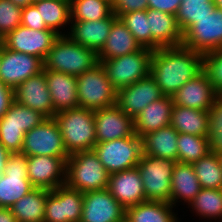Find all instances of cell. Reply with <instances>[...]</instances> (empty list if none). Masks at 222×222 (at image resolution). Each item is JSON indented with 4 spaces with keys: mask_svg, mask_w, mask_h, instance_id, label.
I'll list each match as a JSON object with an SVG mask.
<instances>
[{
    "mask_svg": "<svg viewBox=\"0 0 222 222\" xmlns=\"http://www.w3.org/2000/svg\"><path fill=\"white\" fill-rule=\"evenodd\" d=\"M11 152L0 143V175L4 173L6 161L9 159Z\"/></svg>",
    "mask_w": 222,
    "mask_h": 222,
    "instance_id": "c3c4849f",
    "label": "cell"
},
{
    "mask_svg": "<svg viewBox=\"0 0 222 222\" xmlns=\"http://www.w3.org/2000/svg\"><path fill=\"white\" fill-rule=\"evenodd\" d=\"M109 173L94 150L69 155L66 161V185L86 193L107 189Z\"/></svg>",
    "mask_w": 222,
    "mask_h": 222,
    "instance_id": "277c9868",
    "label": "cell"
},
{
    "mask_svg": "<svg viewBox=\"0 0 222 222\" xmlns=\"http://www.w3.org/2000/svg\"><path fill=\"white\" fill-rule=\"evenodd\" d=\"M170 126L178 133L208 137V111L174 105L171 113Z\"/></svg>",
    "mask_w": 222,
    "mask_h": 222,
    "instance_id": "f546056e",
    "label": "cell"
},
{
    "mask_svg": "<svg viewBox=\"0 0 222 222\" xmlns=\"http://www.w3.org/2000/svg\"><path fill=\"white\" fill-rule=\"evenodd\" d=\"M44 69L79 76L97 64L98 53L74 42L68 35H60L44 59Z\"/></svg>",
    "mask_w": 222,
    "mask_h": 222,
    "instance_id": "7a4b0ae2",
    "label": "cell"
},
{
    "mask_svg": "<svg viewBox=\"0 0 222 222\" xmlns=\"http://www.w3.org/2000/svg\"><path fill=\"white\" fill-rule=\"evenodd\" d=\"M15 101L40 112L46 118L55 117L51 94L47 87L45 69L29 77L14 89Z\"/></svg>",
    "mask_w": 222,
    "mask_h": 222,
    "instance_id": "d6986e66",
    "label": "cell"
},
{
    "mask_svg": "<svg viewBox=\"0 0 222 222\" xmlns=\"http://www.w3.org/2000/svg\"><path fill=\"white\" fill-rule=\"evenodd\" d=\"M209 116V148L210 152L222 153V95H219L208 110Z\"/></svg>",
    "mask_w": 222,
    "mask_h": 222,
    "instance_id": "ab89813d",
    "label": "cell"
},
{
    "mask_svg": "<svg viewBox=\"0 0 222 222\" xmlns=\"http://www.w3.org/2000/svg\"><path fill=\"white\" fill-rule=\"evenodd\" d=\"M22 9L10 0H0V35L3 38L21 25Z\"/></svg>",
    "mask_w": 222,
    "mask_h": 222,
    "instance_id": "60d3db41",
    "label": "cell"
},
{
    "mask_svg": "<svg viewBox=\"0 0 222 222\" xmlns=\"http://www.w3.org/2000/svg\"><path fill=\"white\" fill-rule=\"evenodd\" d=\"M126 209L107 189L83 193L80 222H122Z\"/></svg>",
    "mask_w": 222,
    "mask_h": 222,
    "instance_id": "2e32d148",
    "label": "cell"
},
{
    "mask_svg": "<svg viewBox=\"0 0 222 222\" xmlns=\"http://www.w3.org/2000/svg\"><path fill=\"white\" fill-rule=\"evenodd\" d=\"M0 222H18L10 208H0Z\"/></svg>",
    "mask_w": 222,
    "mask_h": 222,
    "instance_id": "681fc988",
    "label": "cell"
},
{
    "mask_svg": "<svg viewBox=\"0 0 222 222\" xmlns=\"http://www.w3.org/2000/svg\"><path fill=\"white\" fill-rule=\"evenodd\" d=\"M175 161L142 154L136 166L140 173L146 200L170 203L171 179Z\"/></svg>",
    "mask_w": 222,
    "mask_h": 222,
    "instance_id": "ba28073f",
    "label": "cell"
},
{
    "mask_svg": "<svg viewBox=\"0 0 222 222\" xmlns=\"http://www.w3.org/2000/svg\"><path fill=\"white\" fill-rule=\"evenodd\" d=\"M12 1L15 5L24 8L27 7L31 4H33L34 0H10Z\"/></svg>",
    "mask_w": 222,
    "mask_h": 222,
    "instance_id": "f907efd6",
    "label": "cell"
},
{
    "mask_svg": "<svg viewBox=\"0 0 222 222\" xmlns=\"http://www.w3.org/2000/svg\"><path fill=\"white\" fill-rule=\"evenodd\" d=\"M163 96L161 88L156 84L155 79L149 75L130 86L119 89L116 105L134 119L148 104Z\"/></svg>",
    "mask_w": 222,
    "mask_h": 222,
    "instance_id": "5bb4252c",
    "label": "cell"
},
{
    "mask_svg": "<svg viewBox=\"0 0 222 222\" xmlns=\"http://www.w3.org/2000/svg\"><path fill=\"white\" fill-rule=\"evenodd\" d=\"M178 132L167 125L142 137L143 154L178 162Z\"/></svg>",
    "mask_w": 222,
    "mask_h": 222,
    "instance_id": "f1b7e54d",
    "label": "cell"
},
{
    "mask_svg": "<svg viewBox=\"0 0 222 222\" xmlns=\"http://www.w3.org/2000/svg\"><path fill=\"white\" fill-rule=\"evenodd\" d=\"M107 190L125 209L147 201L137 167L110 174Z\"/></svg>",
    "mask_w": 222,
    "mask_h": 222,
    "instance_id": "44dd1931",
    "label": "cell"
},
{
    "mask_svg": "<svg viewBox=\"0 0 222 222\" xmlns=\"http://www.w3.org/2000/svg\"><path fill=\"white\" fill-rule=\"evenodd\" d=\"M179 209L169 202L147 200L126 208L125 219L128 222H183Z\"/></svg>",
    "mask_w": 222,
    "mask_h": 222,
    "instance_id": "4316f807",
    "label": "cell"
},
{
    "mask_svg": "<svg viewBox=\"0 0 222 222\" xmlns=\"http://www.w3.org/2000/svg\"><path fill=\"white\" fill-rule=\"evenodd\" d=\"M59 36L53 30H34L20 25L3 38V43L12 51L30 54L44 61Z\"/></svg>",
    "mask_w": 222,
    "mask_h": 222,
    "instance_id": "4fadbf2b",
    "label": "cell"
},
{
    "mask_svg": "<svg viewBox=\"0 0 222 222\" xmlns=\"http://www.w3.org/2000/svg\"><path fill=\"white\" fill-rule=\"evenodd\" d=\"M142 47L136 41L120 18H117L110 29L104 46L98 52V61L128 55L140 50Z\"/></svg>",
    "mask_w": 222,
    "mask_h": 222,
    "instance_id": "83f0119b",
    "label": "cell"
},
{
    "mask_svg": "<svg viewBox=\"0 0 222 222\" xmlns=\"http://www.w3.org/2000/svg\"><path fill=\"white\" fill-rule=\"evenodd\" d=\"M48 189L34 188L15 202L10 210L18 222H44Z\"/></svg>",
    "mask_w": 222,
    "mask_h": 222,
    "instance_id": "1f68e13d",
    "label": "cell"
},
{
    "mask_svg": "<svg viewBox=\"0 0 222 222\" xmlns=\"http://www.w3.org/2000/svg\"><path fill=\"white\" fill-rule=\"evenodd\" d=\"M216 8L222 9V0H213Z\"/></svg>",
    "mask_w": 222,
    "mask_h": 222,
    "instance_id": "816d5d0a",
    "label": "cell"
},
{
    "mask_svg": "<svg viewBox=\"0 0 222 222\" xmlns=\"http://www.w3.org/2000/svg\"><path fill=\"white\" fill-rule=\"evenodd\" d=\"M21 25L34 30H51L47 28L44 19L41 18L39 11L34 4L22 9Z\"/></svg>",
    "mask_w": 222,
    "mask_h": 222,
    "instance_id": "ee69618b",
    "label": "cell"
},
{
    "mask_svg": "<svg viewBox=\"0 0 222 222\" xmlns=\"http://www.w3.org/2000/svg\"><path fill=\"white\" fill-rule=\"evenodd\" d=\"M0 45H4L3 43V37L0 35Z\"/></svg>",
    "mask_w": 222,
    "mask_h": 222,
    "instance_id": "db71d44e",
    "label": "cell"
},
{
    "mask_svg": "<svg viewBox=\"0 0 222 222\" xmlns=\"http://www.w3.org/2000/svg\"><path fill=\"white\" fill-rule=\"evenodd\" d=\"M27 156L11 153L0 178V208H10L35 187L28 179Z\"/></svg>",
    "mask_w": 222,
    "mask_h": 222,
    "instance_id": "30bf717a",
    "label": "cell"
},
{
    "mask_svg": "<svg viewBox=\"0 0 222 222\" xmlns=\"http://www.w3.org/2000/svg\"><path fill=\"white\" fill-rule=\"evenodd\" d=\"M118 17L112 13L108 18L91 21H71L68 36L77 44L91 48L97 53L104 46L113 22Z\"/></svg>",
    "mask_w": 222,
    "mask_h": 222,
    "instance_id": "603a6c76",
    "label": "cell"
},
{
    "mask_svg": "<svg viewBox=\"0 0 222 222\" xmlns=\"http://www.w3.org/2000/svg\"><path fill=\"white\" fill-rule=\"evenodd\" d=\"M45 75L55 114L79 107L76 76L52 70H45Z\"/></svg>",
    "mask_w": 222,
    "mask_h": 222,
    "instance_id": "d4e9b609",
    "label": "cell"
},
{
    "mask_svg": "<svg viewBox=\"0 0 222 222\" xmlns=\"http://www.w3.org/2000/svg\"><path fill=\"white\" fill-rule=\"evenodd\" d=\"M203 71L219 95H222V48L204 54Z\"/></svg>",
    "mask_w": 222,
    "mask_h": 222,
    "instance_id": "b9f144b4",
    "label": "cell"
},
{
    "mask_svg": "<svg viewBox=\"0 0 222 222\" xmlns=\"http://www.w3.org/2000/svg\"><path fill=\"white\" fill-rule=\"evenodd\" d=\"M191 218L209 222H222V189L201 188L196 197L187 205ZM191 209V210H190Z\"/></svg>",
    "mask_w": 222,
    "mask_h": 222,
    "instance_id": "d6a6232c",
    "label": "cell"
},
{
    "mask_svg": "<svg viewBox=\"0 0 222 222\" xmlns=\"http://www.w3.org/2000/svg\"><path fill=\"white\" fill-rule=\"evenodd\" d=\"M174 106L171 96H163L154 101L134 118L135 134L142 138L162 127L170 125L172 108Z\"/></svg>",
    "mask_w": 222,
    "mask_h": 222,
    "instance_id": "484cf974",
    "label": "cell"
},
{
    "mask_svg": "<svg viewBox=\"0 0 222 222\" xmlns=\"http://www.w3.org/2000/svg\"><path fill=\"white\" fill-rule=\"evenodd\" d=\"M148 8L176 15L181 0H147Z\"/></svg>",
    "mask_w": 222,
    "mask_h": 222,
    "instance_id": "bcb514c9",
    "label": "cell"
},
{
    "mask_svg": "<svg viewBox=\"0 0 222 222\" xmlns=\"http://www.w3.org/2000/svg\"><path fill=\"white\" fill-rule=\"evenodd\" d=\"M219 159H220L221 166H222V153H221V154H219Z\"/></svg>",
    "mask_w": 222,
    "mask_h": 222,
    "instance_id": "11a10c76",
    "label": "cell"
},
{
    "mask_svg": "<svg viewBox=\"0 0 222 222\" xmlns=\"http://www.w3.org/2000/svg\"><path fill=\"white\" fill-rule=\"evenodd\" d=\"M71 21H93L108 18L113 12L107 0H70Z\"/></svg>",
    "mask_w": 222,
    "mask_h": 222,
    "instance_id": "e575fe53",
    "label": "cell"
},
{
    "mask_svg": "<svg viewBox=\"0 0 222 222\" xmlns=\"http://www.w3.org/2000/svg\"><path fill=\"white\" fill-rule=\"evenodd\" d=\"M96 143L112 141L135 134L134 119L117 105L94 110Z\"/></svg>",
    "mask_w": 222,
    "mask_h": 222,
    "instance_id": "e0dca14e",
    "label": "cell"
},
{
    "mask_svg": "<svg viewBox=\"0 0 222 222\" xmlns=\"http://www.w3.org/2000/svg\"><path fill=\"white\" fill-rule=\"evenodd\" d=\"M214 9L213 0H181L176 21L182 34L196 23V20L213 12Z\"/></svg>",
    "mask_w": 222,
    "mask_h": 222,
    "instance_id": "8d00e7d4",
    "label": "cell"
},
{
    "mask_svg": "<svg viewBox=\"0 0 222 222\" xmlns=\"http://www.w3.org/2000/svg\"><path fill=\"white\" fill-rule=\"evenodd\" d=\"M44 70V62L36 56L12 51L4 46L0 80L15 89L19 84Z\"/></svg>",
    "mask_w": 222,
    "mask_h": 222,
    "instance_id": "9a60e30c",
    "label": "cell"
},
{
    "mask_svg": "<svg viewBox=\"0 0 222 222\" xmlns=\"http://www.w3.org/2000/svg\"><path fill=\"white\" fill-rule=\"evenodd\" d=\"M3 51H4V45H0V65H1V60L3 57Z\"/></svg>",
    "mask_w": 222,
    "mask_h": 222,
    "instance_id": "f5cc1de1",
    "label": "cell"
},
{
    "mask_svg": "<svg viewBox=\"0 0 222 222\" xmlns=\"http://www.w3.org/2000/svg\"><path fill=\"white\" fill-rule=\"evenodd\" d=\"M14 101V89L0 80V119L6 114Z\"/></svg>",
    "mask_w": 222,
    "mask_h": 222,
    "instance_id": "7dc6e473",
    "label": "cell"
},
{
    "mask_svg": "<svg viewBox=\"0 0 222 222\" xmlns=\"http://www.w3.org/2000/svg\"><path fill=\"white\" fill-rule=\"evenodd\" d=\"M146 14L151 31V50L182 44L183 34L177 24L176 15L150 8L146 9Z\"/></svg>",
    "mask_w": 222,
    "mask_h": 222,
    "instance_id": "7402d4cb",
    "label": "cell"
},
{
    "mask_svg": "<svg viewBox=\"0 0 222 222\" xmlns=\"http://www.w3.org/2000/svg\"><path fill=\"white\" fill-rule=\"evenodd\" d=\"M148 8L147 0H112L111 10L119 17L133 11L146 10Z\"/></svg>",
    "mask_w": 222,
    "mask_h": 222,
    "instance_id": "f6af8a7d",
    "label": "cell"
},
{
    "mask_svg": "<svg viewBox=\"0 0 222 222\" xmlns=\"http://www.w3.org/2000/svg\"><path fill=\"white\" fill-rule=\"evenodd\" d=\"M11 106L15 109L16 123L25 132H29L32 128L40 125L47 119L40 112L24 106L17 101H14Z\"/></svg>",
    "mask_w": 222,
    "mask_h": 222,
    "instance_id": "7bdbcfd3",
    "label": "cell"
},
{
    "mask_svg": "<svg viewBox=\"0 0 222 222\" xmlns=\"http://www.w3.org/2000/svg\"><path fill=\"white\" fill-rule=\"evenodd\" d=\"M21 153L26 156L60 157L65 162L69 158L60 127L54 118H47L25 133Z\"/></svg>",
    "mask_w": 222,
    "mask_h": 222,
    "instance_id": "9c48e42d",
    "label": "cell"
},
{
    "mask_svg": "<svg viewBox=\"0 0 222 222\" xmlns=\"http://www.w3.org/2000/svg\"><path fill=\"white\" fill-rule=\"evenodd\" d=\"M200 190L193 165L176 162L172 172L170 204L175 208L184 206L180 210H185Z\"/></svg>",
    "mask_w": 222,
    "mask_h": 222,
    "instance_id": "cb8c5ba5",
    "label": "cell"
},
{
    "mask_svg": "<svg viewBox=\"0 0 222 222\" xmlns=\"http://www.w3.org/2000/svg\"><path fill=\"white\" fill-rule=\"evenodd\" d=\"M192 165L201 188L222 189V166L218 154L209 152Z\"/></svg>",
    "mask_w": 222,
    "mask_h": 222,
    "instance_id": "836d02e7",
    "label": "cell"
},
{
    "mask_svg": "<svg viewBox=\"0 0 222 222\" xmlns=\"http://www.w3.org/2000/svg\"><path fill=\"white\" fill-rule=\"evenodd\" d=\"M153 50L142 47L140 50L100 63L104 67L112 86L118 91L150 75Z\"/></svg>",
    "mask_w": 222,
    "mask_h": 222,
    "instance_id": "8992f818",
    "label": "cell"
},
{
    "mask_svg": "<svg viewBox=\"0 0 222 222\" xmlns=\"http://www.w3.org/2000/svg\"><path fill=\"white\" fill-rule=\"evenodd\" d=\"M218 96L219 94L203 71L197 77L187 81L171 97L174 105L208 111Z\"/></svg>",
    "mask_w": 222,
    "mask_h": 222,
    "instance_id": "ffe728a7",
    "label": "cell"
},
{
    "mask_svg": "<svg viewBox=\"0 0 222 222\" xmlns=\"http://www.w3.org/2000/svg\"><path fill=\"white\" fill-rule=\"evenodd\" d=\"M178 162L193 164L210 152L208 137L178 134Z\"/></svg>",
    "mask_w": 222,
    "mask_h": 222,
    "instance_id": "d590c367",
    "label": "cell"
},
{
    "mask_svg": "<svg viewBox=\"0 0 222 222\" xmlns=\"http://www.w3.org/2000/svg\"><path fill=\"white\" fill-rule=\"evenodd\" d=\"M83 209V193L66 184L47 194L44 222H80Z\"/></svg>",
    "mask_w": 222,
    "mask_h": 222,
    "instance_id": "7c38bea8",
    "label": "cell"
},
{
    "mask_svg": "<svg viewBox=\"0 0 222 222\" xmlns=\"http://www.w3.org/2000/svg\"><path fill=\"white\" fill-rule=\"evenodd\" d=\"M68 155L93 150L96 144L94 110L75 108L55 114Z\"/></svg>",
    "mask_w": 222,
    "mask_h": 222,
    "instance_id": "3957f363",
    "label": "cell"
},
{
    "mask_svg": "<svg viewBox=\"0 0 222 222\" xmlns=\"http://www.w3.org/2000/svg\"><path fill=\"white\" fill-rule=\"evenodd\" d=\"M182 46L201 54L222 48V9L216 8L196 20L184 34Z\"/></svg>",
    "mask_w": 222,
    "mask_h": 222,
    "instance_id": "8fae6325",
    "label": "cell"
},
{
    "mask_svg": "<svg viewBox=\"0 0 222 222\" xmlns=\"http://www.w3.org/2000/svg\"><path fill=\"white\" fill-rule=\"evenodd\" d=\"M40 16L48 29L59 35H67L71 24L70 0H36Z\"/></svg>",
    "mask_w": 222,
    "mask_h": 222,
    "instance_id": "4dcf8cb0",
    "label": "cell"
},
{
    "mask_svg": "<svg viewBox=\"0 0 222 222\" xmlns=\"http://www.w3.org/2000/svg\"><path fill=\"white\" fill-rule=\"evenodd\" d=\"M27 169L35 188L53 190L66 183V162L60 157L27 156Z\"/></svg>",
    "mask_w": 222,
    "mask_h": 222,
    "instance_id": "ac0fdd59",
    "label": "cell"
},
{
    "mask_svg": "<svg viewBox=\"0 0 222 222\" xmlns=\"http://www.w3.org/2000/svg\"><path fill=\"white\" fill-rule=\"evenodd\" d=\"M25 133L16 123L15 109L11 106L0 119V143L11 153L21 152Z\"/></svg>",
    "mask_w": 222,
    "mask_h": 222,
    "instance_id": "74e56055",
    "label": "cell"
},
{
    "mask_svg": "<svg viewBox=\"0 0 222 222\" xmlns=\"http://www.w3.org/2000/svg\"><path fill=\"white\" fill-rule=\"evenodd\" d=\"M204 55L182 45L153 50L150 75L164 96H172L203 72Z\"/></svg>",
    "mask_w": 222,
    "mask_h": 222,
    "instance_id": "6da1fadb",
    "label": "cell"
},
{
    "mask_svg": "<svg viewBox=\"0 0 222 222\" xmlns=\"http://www.w3.org/2000/svg\"><path fill=\"white\" fill-rule=\"evenodd\" d=\"M98 159L109 174L136 167L142 157V138L130 137L96 143L93 148Z\"/></svg>",
    "mask_w": 222,
    "mask_h": 222,
    "instance_id": "52a82bcc",
    "label": "cell"
},
{
    "mask_svg": "<svg viewBox=\"0 0 222 222\" xmlns=\"http://www.w3.org/2000/svg\"><path fill=\"white\" fill-rule=\"evenodd\" d=\"M117 90L110 83L101 63L77 76L80 108L102 109L116 105Z\"/></svg>",
    "mask_w": 222,
    "mask_h": 222,
    "instance_id": "5b68a950",
    "label": "cell"
},
{
    "mask_svg": "<svg viewBox=\"0 0 222 222\" xmlns=\"http://www.w3.org/2000/svg\"><path fill=\"white\" fill-rule=\"evenodd\" d=\"M118 18L122 20L141 47L151 49V31L146 10L129 12L120 15Z\"/></svg>",
    "mask_w": 222,
    "mask_h": 222,
    "instance_id": "f35d334b",
    "label": "cell"
}]
</instances>
